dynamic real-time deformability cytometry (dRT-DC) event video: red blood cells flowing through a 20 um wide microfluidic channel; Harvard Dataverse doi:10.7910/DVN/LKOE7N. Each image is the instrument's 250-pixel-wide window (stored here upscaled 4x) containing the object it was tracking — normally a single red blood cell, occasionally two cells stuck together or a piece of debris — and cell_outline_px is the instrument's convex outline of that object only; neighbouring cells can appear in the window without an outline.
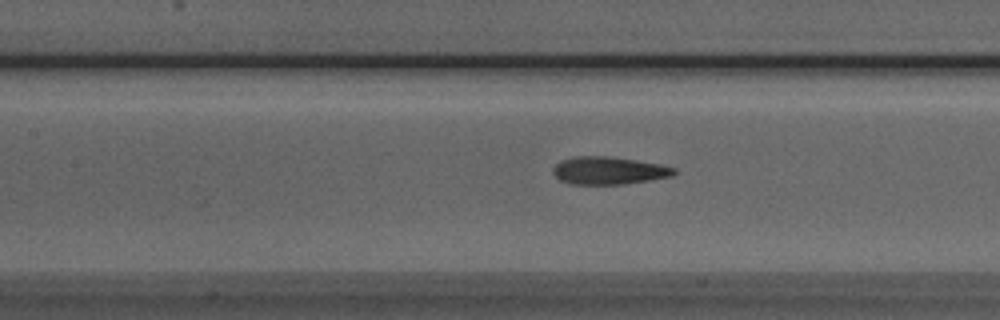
{"species": "Egyptian fruit bat (a non-hibernating species)", "species_latin": "Rousettus aegyptiacus", "temperature_condition": "room temperature", "stored_images_in_passage": 22, "camera_frame_rate_fps": 3000, "um_per_image_px": 0.085, "animal": {"sex": "male"}, "frame": {"image": 1, "passage_image": 16, "time_ms": 5.0, "image_size_px": [1000, 320], "cell_outline_px": [[676, 172], [672, 176], [624, 184], [572, 184], [560, 180], [552, 172], [552, 168], [560, 160], [576, 156], [604, 156], [636, 160], [660, 164], [676, 168]], "centroid_in_image_um": [51.72, 14.49], "position_along_channel_um": 155.7, "area_um2": 19.42}}
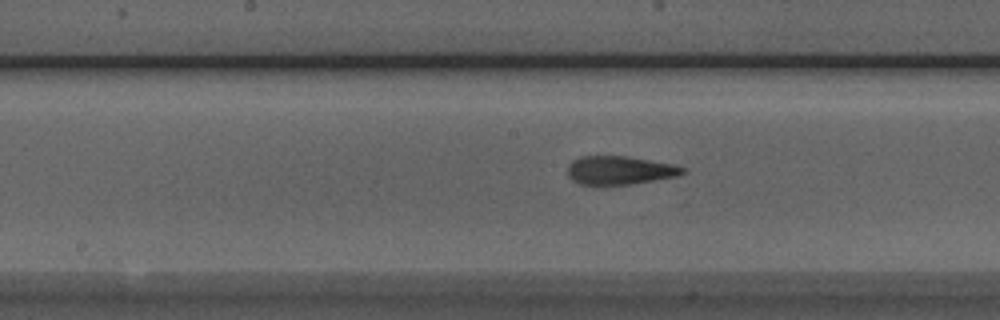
{"frame": {"image": 2, "passage_image": 19, "time_ms": 6.0, "image_size_px": [1000, 320], "cell_outline_px": [[688, 172], [676, 176], [632, 184], [592, 188], [580, 184], [572, 180], [568, 176], [568, 164], [572, 160], [580, 156], [628, 156], [672, 164], [684, 168]], "centroid_in_image_um": [52.6, 14.51], "position_along_channel_um": 195.6, "area_um2": 19.77}}